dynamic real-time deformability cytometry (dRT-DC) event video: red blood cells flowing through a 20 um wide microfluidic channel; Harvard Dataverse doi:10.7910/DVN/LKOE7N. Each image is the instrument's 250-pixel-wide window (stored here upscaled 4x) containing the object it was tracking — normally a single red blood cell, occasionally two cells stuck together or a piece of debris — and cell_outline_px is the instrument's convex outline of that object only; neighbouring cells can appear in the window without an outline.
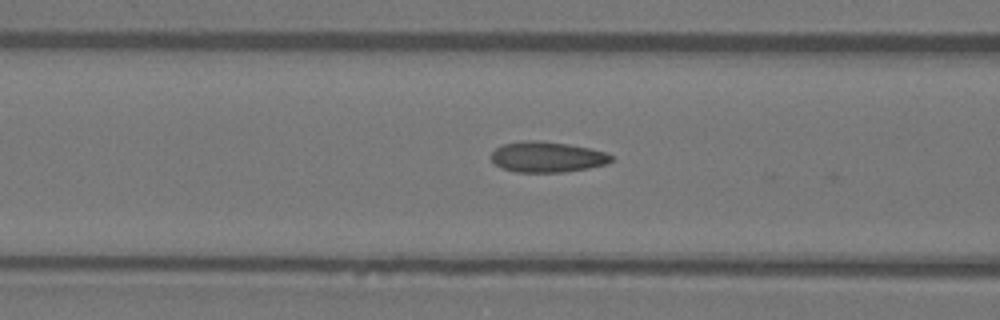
{"species": "Egyptian fruit bat (a non-hibernating species)", "species_latin": "Rousettus aegyptiacus", "temperature_condition": "warm", "stored_images_in_passage": 4, "camera_frame_rate_fps": 3000, "um_per_image_px": 0.085, "animal": {"sex": "female"}, "frame": {"image": 1, "passage_image": 3, "time_ms": 0.667, "image_size_px": [1000, 320], "cell_outline_px": [[612, 160], [604, 164], [588, 168], [564, 172], [516, 172], [500, 168], [492, 160], [492, 152], [496, 148], [504, 144], [524, 140], [540, 140], [568, 144], [592, 148], [608, 152], [612, 156]], "centroid_in_image_um": [46.52, 13.33], "position_along_channel_um": 120.1, "area_um2": 21.5}}